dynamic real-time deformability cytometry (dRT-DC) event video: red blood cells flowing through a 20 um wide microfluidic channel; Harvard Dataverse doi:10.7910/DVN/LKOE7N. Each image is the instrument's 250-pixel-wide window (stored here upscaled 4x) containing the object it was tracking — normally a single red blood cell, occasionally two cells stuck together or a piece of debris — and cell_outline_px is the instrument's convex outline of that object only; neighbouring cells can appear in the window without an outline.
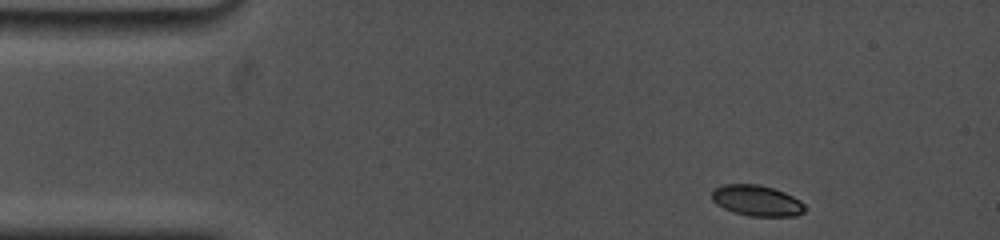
{"species": "common noctule bat (a hibernating species)", "species_latin": "Nyctalus noctula", "temperature_condition": "cold", "stored_images_in_passage": 30, "camera_frame_rate_fps": 5000, "um_per_image_px": 0.085, "animal": {"sex": "female", "body_mass_g": 19.0, "forearm_length_mm": 53.3}, "frame": {"image": 1, "passage_image": 1, "time_ms": 0.0, "image_size_px": [1000, 240], "cell_outline_px": [[808, 208], [804, 212], [796, 216], [748, 216], [732, 212], [716, 204], [712, 200], [712, 192], [716, 188], [724, 184], [760, 184], [784, 192], [800, 200]], "centroid_in_image_um": [64.35, 17.06], "position_along_channel_um": 20.7, "area_um2": 16.82}}
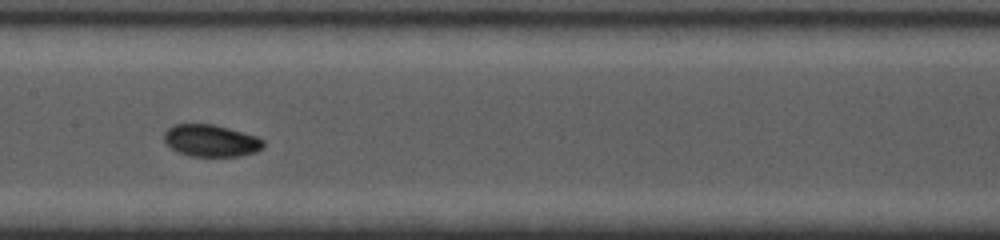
{"frame": {"image": 2, "passage_image": 16, "time_ms": 6.6, "image_size_px": [1000, 240], "cell_outline_px": [[264, 148], [256, 152], [240, 156], [188, 156], [176, 152], [164, 140], [164, 132], [172, 124], [212, 124], [228, 128], [256, 136], [264, 140]], "centroid_in_image_um": [17.93, 11.96], "position_along_channel_um": 189.5, "area_um2": 18.61}}
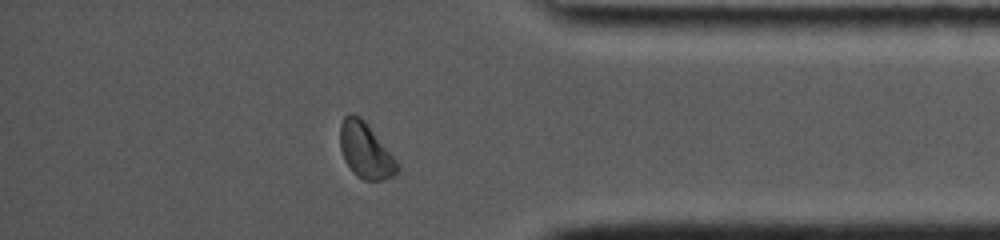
{"frame": {"image": 3, "passage_image": 28, "time_ms": 12.6, "image_size_px": [1000, 240], "cell_outline_px": [[400, 168], [392, 176], [384, 180], [364, 180], [356, 176], [352, 172], [344, 160], [340, 148], [340, 124], [344, 116], [348, 112], [352, 112], [360, 116], [368, 124], [392, 156]], "centroid_in_image_um": [31.01, 12.77], "position_along_channel_um": 404.2, "area_um2": 18.44}, "authors_computed_cell_mechanics": {"area_um2": 18.4671, "velocity_mm_per_s": 3.7008, "shape_relaxation_time_tau1_ms": 3.6083, "shape_relaxation_time_tau2_ms": 2.9039, "deformation_change_tau1": 0.1088, "deformation_change_tau2": 0.046}}